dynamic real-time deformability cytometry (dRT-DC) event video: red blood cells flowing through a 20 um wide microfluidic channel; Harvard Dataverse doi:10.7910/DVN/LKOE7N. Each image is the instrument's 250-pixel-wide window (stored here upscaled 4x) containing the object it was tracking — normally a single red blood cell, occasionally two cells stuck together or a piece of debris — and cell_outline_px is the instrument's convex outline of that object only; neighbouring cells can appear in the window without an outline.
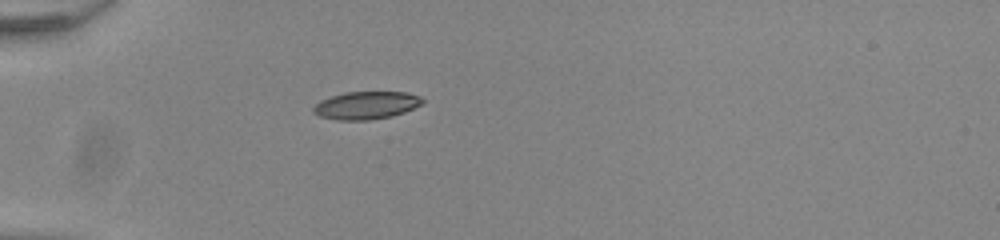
{"species": "common noctule bat (a hibernating species)", "species_latin": "Nyctalus noctula", "temperature_condition": "room temperature", "stored_images_in_passage": 31, "camera_frame_rate_fps": 3000, "um_per_image_px": 0.085, "animal": {"sex": "male", "body_mass_g": 20.0, "forearm_length_mm": 53.3}, "frame": {"image": 1, "passage_image": 1, "time_ms": 0.0, "image_size_px": [1000, 240], "cell_outline_px": [[424, 104], [404, 112], [392, 116], [368, 120], [336, 120], [320, 116], [312, 112], [312, 108], [320, 100], [344, 92], [408, 92], [420, 96], [424, 100]], "centroid_in_image_um": [31.14, 8.95], "position_along_channel_um": 53.9, "area_um2": 17.74}}
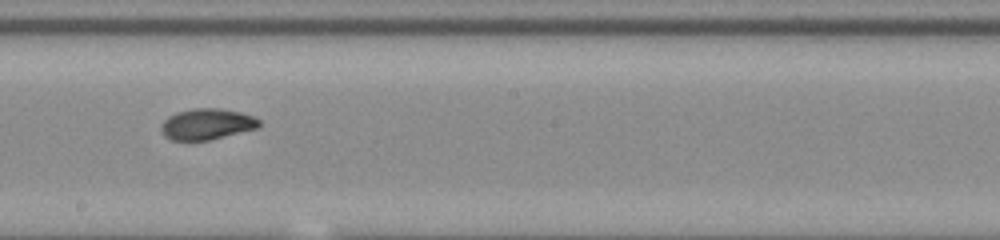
{"frame": {"image": 2, "passage_image": 16, "time_ms": 5.0, "image_size_px": [1000, 240], "cell_outline_px": [[260, 124], [256, 128], [208, 140], [172, 140], [164, 136], [160, 128], [160, 124], [168, 116], [176, 112], [192, 108], [220, 108], [240, 112], [252, 116], [260, 120]], "centroid_in_image_um": [17.53, 10.53], "position_along_channel_um": 230.7, "area_um2": 17.63}}
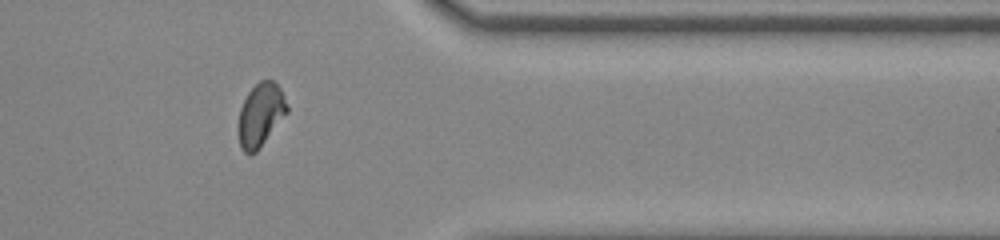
{"frame": {"image": 3, "passage_image": 29, "time_ms": 9.333, "image_size_px": [1000, 240], "cell_outline_px": [[288, 112], [256, 152], [248, 156], [240, 148], [236, 124], [240, 108], [248, 92], [260, 80], [272, 80], [280, 88], [288, 108]], "centroid_in_image_um": [22.1, 9.8], "position_along_channel_um": 389.3, "area_um2": 18.09}, "authors_computed_cell_mechanics": {"area_um2": 17.8602, "velocity_mm_per_s": 3.8934, "shape_relaxation_time_tau1_ms": 7.099, "shape_relaxation_time_tau2_ms": 1.4784, "deformation_change_tau1": 0.1918, "deformation_change_tau2": 0.0545}}